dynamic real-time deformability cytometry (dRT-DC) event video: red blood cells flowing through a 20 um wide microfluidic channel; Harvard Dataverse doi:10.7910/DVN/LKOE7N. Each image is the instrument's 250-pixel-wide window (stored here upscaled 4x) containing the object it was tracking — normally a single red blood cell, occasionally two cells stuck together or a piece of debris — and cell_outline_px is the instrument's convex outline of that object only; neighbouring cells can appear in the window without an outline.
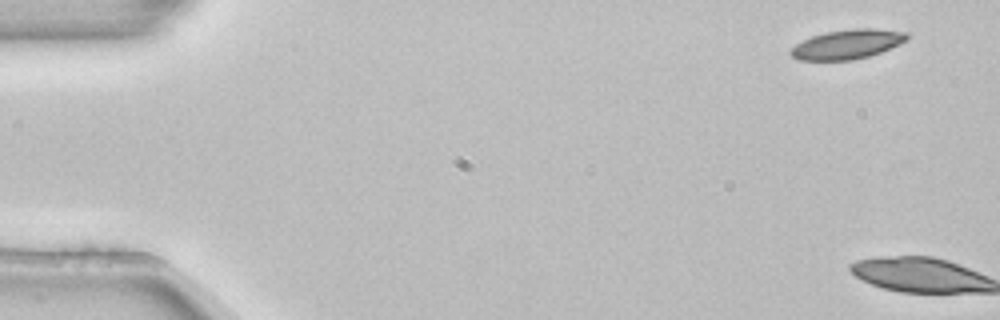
{"species": "common noctule bat (a hibernating species)", "species_latin": "Nyctalus noctula", "temperature_condition": "room temperature", "stored_images_in_passage": 5, "camera_frame_rate_fps": 3000, "um_per_image_px": 0.085, "animal": {"sex": "female", "body_mass_g": 22.7, "forearm_length_mm": 54.2}, "frame": {"image": 1, "passage_image": 1, "time_ms": 0.0, "image_size_px": [1000, 320], "cell_outline_px": [[908, 40], [900, 44], [880, 52], [868, 56], [852, 60], [800, 60], [792, 56], [788, 52], [796, 44], [812, 36], [824, 32], [856, 28], [876, 28], [908, 32]], "centroid_in_image_um": [72.05, 3.75], "position_along_channel_um": 13.0, "area_um2": 19.94}}